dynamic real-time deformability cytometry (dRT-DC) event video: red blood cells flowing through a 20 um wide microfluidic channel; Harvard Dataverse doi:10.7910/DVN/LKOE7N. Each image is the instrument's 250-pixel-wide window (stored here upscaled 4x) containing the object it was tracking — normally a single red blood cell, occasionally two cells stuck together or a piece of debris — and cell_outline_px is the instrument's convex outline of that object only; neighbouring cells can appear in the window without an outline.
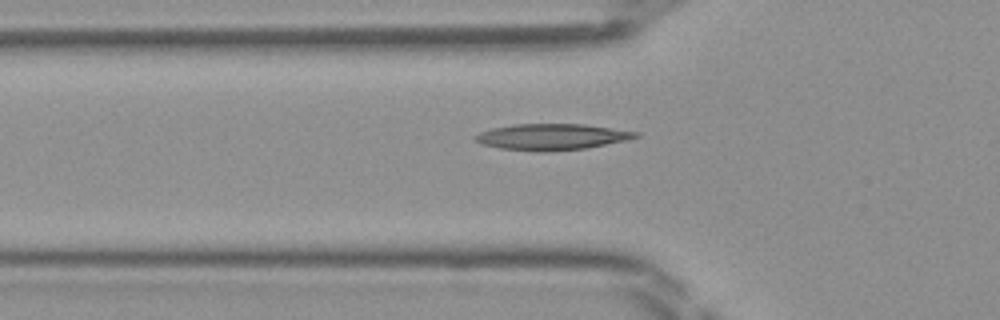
{"species": "Egyptian fruit bat (a non-hibernating species)", "species_latin": "Rousettus aegyptiacus", "temperature_condition": "room temperature", "stored_images_in_passage": 35, "camera_frame_rate_fps": 3000, "um_per_image_px": 0.085, "frame": {"image": 1, "passage_image": 5, "time_ms": 1.333, "image_size_px": [1000, 320], "cell_outline_px": [[640, 136], [628, 140], [588, 148], [548, 152], [536, 152], [500, 148], [480, 144], [472, 136], [480, 132], [492, 128], [512, 124], [584, 124], [640, 132]], "centroid_in_image_um": [46.91, 11.64], "position_along_channel_um": 78.9, "area_um2": 24.8}}
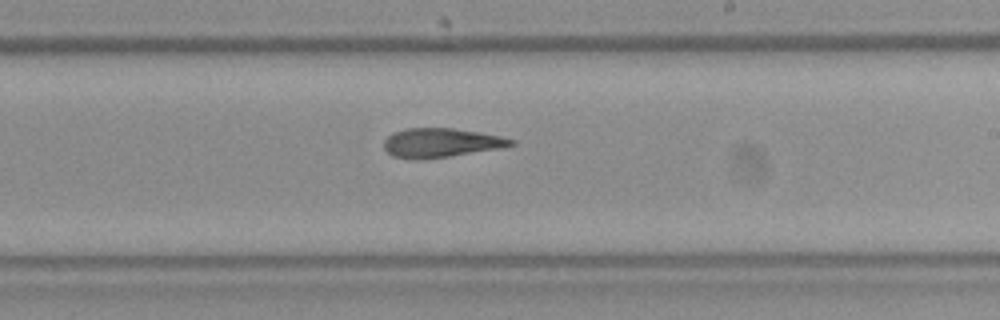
{"frame": {"image": 2, "passage_image": 17, "time_ms": 5.333, "image_size_px": [1000, 320], "cell_outline_px": [[516, 144], [496, 148], [448, 156], [420, 160], [412, 160], [392, 156], [384, 148], [384, 140], [392, 132], [404, 128], [452, 128], [480, 132], [500, 136], [516, 140]], "centroid_in_image_um": [37.41, 12.13], "position_along_channel_um": 251.6, "area_um2": 21.5}}
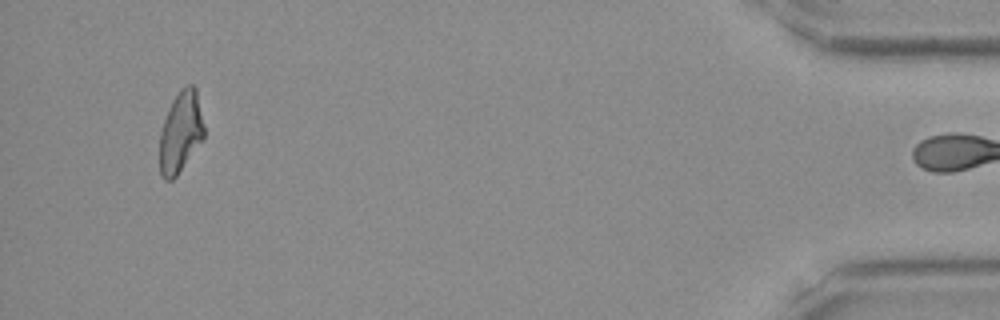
{"frame": {"image": 3, "passage_image": 34, "time_ms": 11.0, "image_size_px": [1000, 320], "cell_outline_px": [[204, 140], [176, 176], [172, 180], [164, 180], [160, 172], [160, 132], [168, 108], [172, 100], [180, 88], [188, 84], [192, 84], [196, 88], [204, 128]], "centroid_in_image_um": [15.36, 11.22], "position_along_channel_um": 419.8, "area_um2": 21.1}}